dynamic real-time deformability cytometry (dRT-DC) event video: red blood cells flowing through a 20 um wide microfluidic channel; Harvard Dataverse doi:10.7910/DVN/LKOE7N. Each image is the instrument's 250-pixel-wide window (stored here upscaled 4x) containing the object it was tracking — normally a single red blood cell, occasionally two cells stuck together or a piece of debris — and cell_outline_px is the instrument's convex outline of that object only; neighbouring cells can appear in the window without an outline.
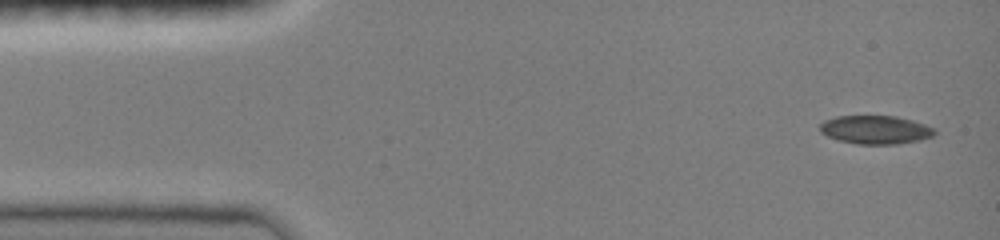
{"species": "common noctule bat (a hibernating species)", "species_latin": "Nyctalus noctula", "temperature_condition": "room temperature", "stored_images_in_passage": 6, "camera_frame_rate_fps": 3000, "um_per_image_px": 0.085, "animal": {"sex": "female", "body_mass_g": 19.0, "forearm_length_mm": 51.5}, "frame": {"image": 1, "passage_image": 1, "time_ms": 0.0, "image_size_px": [1000, 240], "cell_outline_px": [[936, 132], [932, 136], [920, 140], [896, 144], [856, 144], [840, 140], [828, 136], [820, 132], [820, 124], [824, 120], [836, 116], [896, 116], [912, 120], [936, 128]], "centroid_in_image_um": [74.42, 11.02], "position_along_channel_um": 10.6, "area_um2": 19.02}}
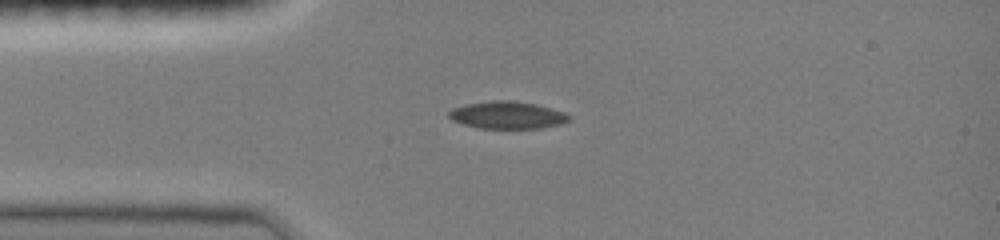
{"frame": {"image": 2, "passage_image": 5, "time_ms": 3.0, "image_size_px": [1000, 240], "cell_outline_px": [[572, 120], [560, 124], [540, 128], [480, 128], [464, 124], [452, 120], [448, 116], [448, 112], [452, 108], [464, 104], [492, 100], [512, 100], [536, 104], [564, 112], [572, 116]], "centroid_in_image_um": [43.13, 9.77], "position_along_channel_um": 41.9, "area_um2": 19.25}}